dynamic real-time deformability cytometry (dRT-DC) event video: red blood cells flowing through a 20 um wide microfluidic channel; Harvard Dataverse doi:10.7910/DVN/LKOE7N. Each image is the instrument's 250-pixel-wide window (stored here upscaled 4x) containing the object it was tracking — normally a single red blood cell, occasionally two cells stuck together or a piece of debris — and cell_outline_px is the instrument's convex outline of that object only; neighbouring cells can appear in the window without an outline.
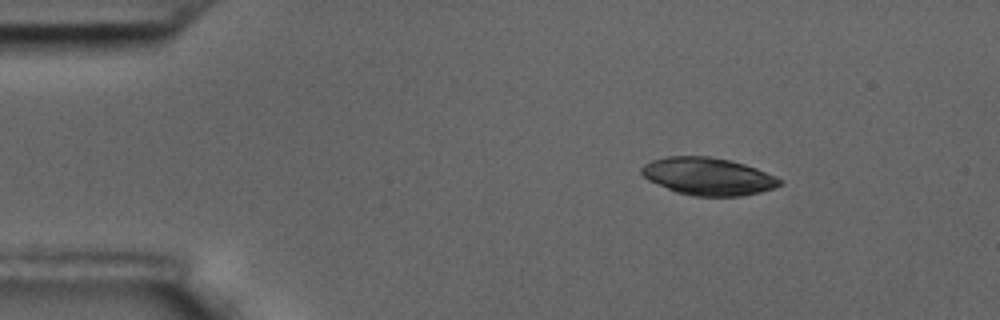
{"species": "common noctule bat (a hibernating species)", "species_latin": "Nyctalus noctula", "temperature_condition": "room temperature", "stored_images_in_passage": 5, "camera_frame_rate_fps": 3000, "um_per_image_px": 0.085, "animal": {"sex": "male", "body_mass_g": 17.5, "forearm_length_mm": 52.3}, "frame": {"image": 1, "passage_image": 2, "time_ms": 0.333, "image_size_px": [1000, 320], "cell_outline_px": [[784, 184], [776, 188], [760, 192], [740, 196], [692, 196], [676, 192], [648, 180], [640, 172], [640, 168], [644, 164], [652, 160], [668, 156], [708, 156], [728, 160], [744, 164], [756, 168], [776, 176], [784, 180]], "centroid_in_image_um": [60.21, 15.0], "position_along_channel_um": 24.8, "area_um2": 30.35}}